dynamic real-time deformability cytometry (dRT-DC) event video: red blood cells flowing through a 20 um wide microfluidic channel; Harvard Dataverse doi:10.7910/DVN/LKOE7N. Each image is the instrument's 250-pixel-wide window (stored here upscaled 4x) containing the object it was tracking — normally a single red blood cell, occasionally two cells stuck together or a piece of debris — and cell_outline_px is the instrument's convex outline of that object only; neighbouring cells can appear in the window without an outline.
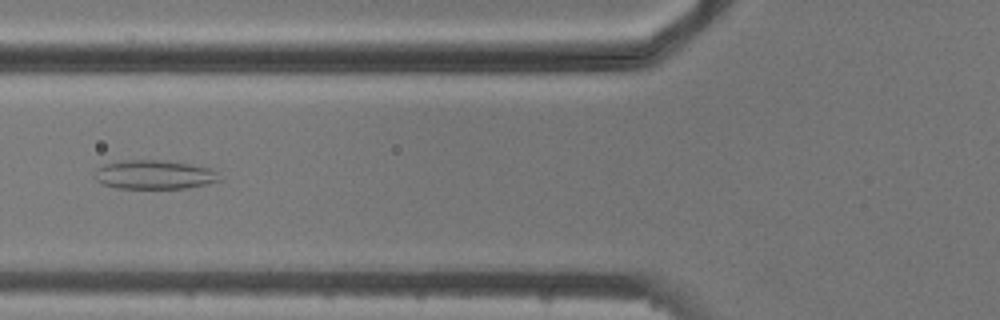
{"species": "common noctule bat (a hibernating species)", "species_latin": "Nyctalus noctula", "temperature_condition": "cold", "stored_images_in_passage": 10, "camera_frame_rate_fps": 3000, "um_per_image_px": 0.085, "animal": {"sex": "male", "body_mass_g": 20.5, "forearm_length_mm": 52.5}, "frame": {"image": 1, "passage_image": 2, "time_ms": 1.333, "image_size_px": [1000, 320], "cell_outline_px": [[220, 180], [208, 184], [184, 188], [116, 188], [104, 184], [96, 180], [92, 176], [96, 168], [104, 164], [120, 160], [160, 160], [188, 164], [212, 168], [216, 172]], "centroid_in_image_um": [13.06, 14.84], "position_along_channel_um": 112.7, "area_um2": 21.1}, "authors_computed_cell_mechanics": {"area_um2": 21.5016, "velocity_mm_per_s": 3.6981, "shape_relaxation_time_tau1_ms": null, "shape_relaxation_time_tau2_ms": 2.2678, "deformation_change_tau1": null, "deformation_change_tau2": 0.0861}}